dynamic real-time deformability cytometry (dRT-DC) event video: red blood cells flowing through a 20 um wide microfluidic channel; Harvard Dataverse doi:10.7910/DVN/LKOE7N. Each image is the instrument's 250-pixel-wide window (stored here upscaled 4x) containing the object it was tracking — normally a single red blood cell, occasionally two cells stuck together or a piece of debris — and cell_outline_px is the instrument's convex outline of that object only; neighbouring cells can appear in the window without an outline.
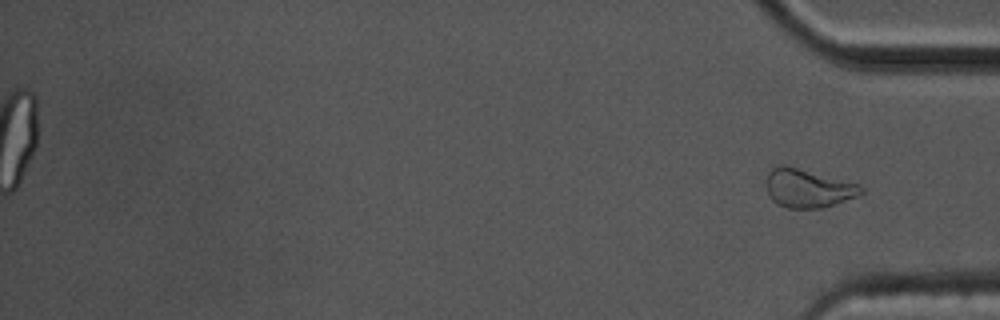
{"species": "common noctule bat (a hibernating species)", "species_latin": "Nyctalus noctula", "temperature_condition": "cold", "stored_images_in_passage": 50, "segment_of_instrument_passage": [2, 2], "camera_frame_rate_fps": 3000, "um_per_image_px": 0.085, "animal": {"sex": "male", "body_mass_g": 17.5, "forearm_length_mm": 52.3}, "frame": {"image": 1, "passage_image": 50, "time_ms": 16.333, "image_size_px": [1000, 320], "cell_outline_px": [[864, 192], [856, 196], [824, 208], [788, 208], [772, 200], [768, 192], [768, 172], [772, 168], [784, 164], [860, 184], [864, 188]], "centroid_in_image_um": [68.72, 16.0], "position_along_channel_um": 366.5, "area_um2": 21.04}}